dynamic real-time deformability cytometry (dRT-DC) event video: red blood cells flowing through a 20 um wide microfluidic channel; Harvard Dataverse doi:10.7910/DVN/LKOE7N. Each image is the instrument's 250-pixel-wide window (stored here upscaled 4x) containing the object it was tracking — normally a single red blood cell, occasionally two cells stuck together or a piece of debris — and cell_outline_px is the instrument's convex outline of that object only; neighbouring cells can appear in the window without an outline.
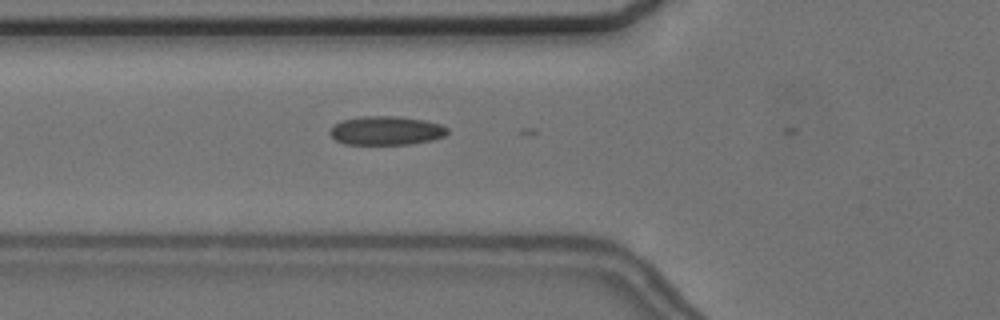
{"species": "common noctule bat (a hibernating species)", "species_latin": "Nyctalus noctula", "temperature_condition": "cold", "stored_images_in_passage": 8, "camera_frame_rate_fps": 3000, "um_per_image_px": 0.085, "animal": {"sex": "female", "body_mass_g": 24.6, "forearm_length_mm": 56.2}, "frame": {"image": 1, "passage_image": 7, "time_ms": 2.0, "image_size_px": [1000, 320], "cell_outline_px": [[448, 132], [444, 136], [432, 140], [408, 144], [344, 144], [336, 140], [328, 132], [340, 120], [364, 116], [396, 116], [424, 120], [440, 124], [448, 128]], "centroid_in_image_um": [32.82, 11.1], "position_along_channel_um": 93.0, "area_um2": 19.65}}